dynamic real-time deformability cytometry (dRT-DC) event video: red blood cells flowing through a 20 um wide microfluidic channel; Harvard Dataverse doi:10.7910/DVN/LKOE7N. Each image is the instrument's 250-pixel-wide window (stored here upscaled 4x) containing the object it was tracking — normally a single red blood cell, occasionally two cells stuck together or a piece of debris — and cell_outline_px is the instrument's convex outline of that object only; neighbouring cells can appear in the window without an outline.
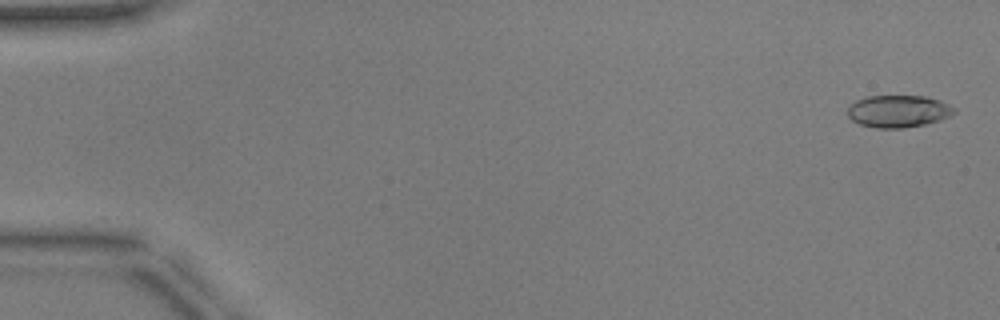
{"species": "common noctule bat (a hibernating species)", "species_latin": "Nyctalus noctula", "temperature_condition": "warm", "stored_images_in_passage": 52, "camera_frame_rate_fps": 3000, "um_per_image_px": 0.085, "animal": {"sex": "male", "body_mass_g": 17.9, "forearm_length_mm": 54.2}, "frame": {"image": 1, "passage_image": 2, "time_ms": 0.333, "image_size_px": [1000, 320], "cell_outline_px": [[956, 112], [940, 120], [924, 124], [904, 128], [876, 128], [860, 124], [852, 120], [848, 116], [848, 108], [856, 100], [868, 96], [924, 96], [940, 100], [956, 108]], "centroid_in_image_um": [76.36, 9.45], "position_along_channel_um": 8.6, "area_um2": 19.94}}
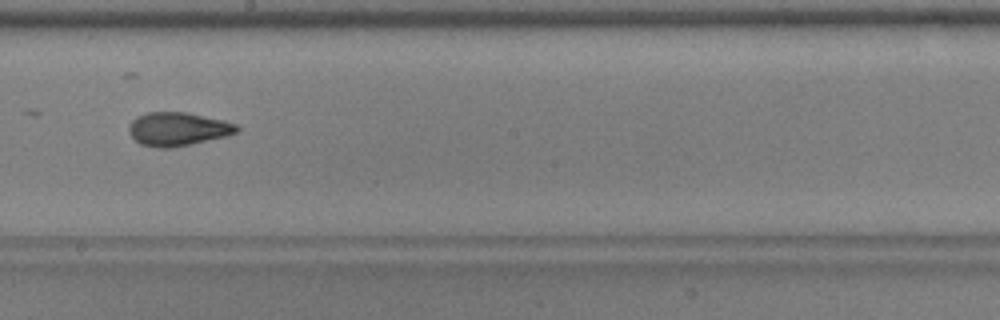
{"frame": {"image": 2, "passage_image": 30, "time_ms": 9.667, "image_size_px": [1000, 320], "cell_outline_px": [[240, 128], [236, 132], [224, 136], [172, 148], [160, 148], [140, 144], [128, 132], [128, 128], [132, 120], [136, 116], [148, 112], [188, 112], [224, 120], [236, 124]], "centroid_in_image_um": [15.09, 10.95], "position_along_channel_um": 233.1, "area_um2": 20.98}}
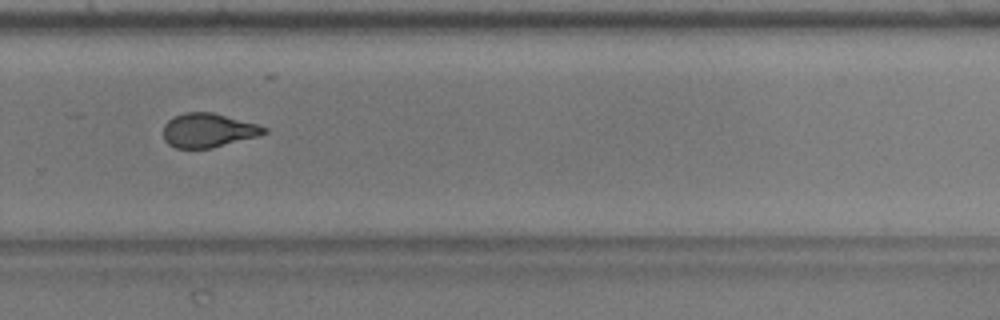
{"frame": {"image": 3, "passage_image": 36, "time_ms": 11.667, "image_size_px": [1000, 320], "cell_outline_px": [[268, 132], [260, 136], [212, 148], [176, 148], [168, 144], [164, 140], [164, 124], [168, 120], [184, 112], [212, 112], [256, 124], [268, 128]], "centroid_in_image_um": [17.71, 11.09], "position_along_channel_um": 312.1, "area_um2": 20.0}, "authors_computed_cell_mechanics": {"area_um2": 20.6057, "velocity_mm_per_s": 3.9642, "shape_relaxation_time_tau1_ms": 6.4426, "shape_relaxation_time_tau2_ms": 1.7409, "deformation_change_tau1": 0.1966, "deformation_change_tau2": 0.0847}}